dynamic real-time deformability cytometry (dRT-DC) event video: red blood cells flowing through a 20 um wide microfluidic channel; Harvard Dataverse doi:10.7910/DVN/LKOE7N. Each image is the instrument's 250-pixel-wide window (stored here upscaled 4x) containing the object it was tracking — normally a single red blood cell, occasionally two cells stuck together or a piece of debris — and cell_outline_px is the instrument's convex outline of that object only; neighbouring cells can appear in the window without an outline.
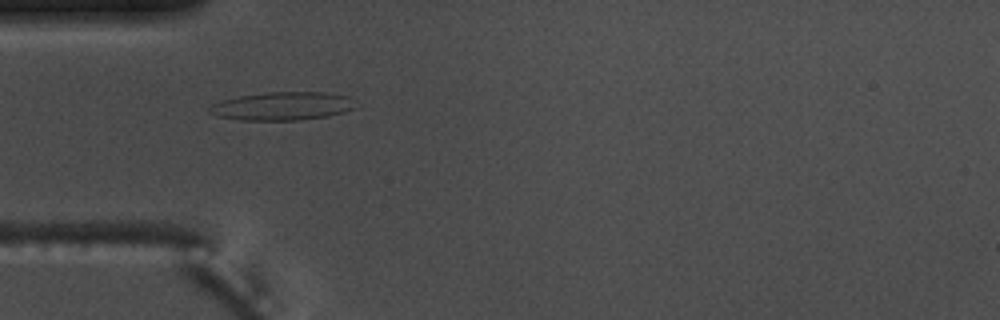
{"species": "common noctule bat (a hibernating species)", "species_latin": "Nyctalus noctula", "temperature_condition": "warm", "stored_images_in_passage": 5, "camera_frame_rate_fps": 3000, "um_per_image_px": 0.085, "animal": {"sex": "male", "body_mass_g": 17.5, "forearm_length_mm": 52.3}, "frame": {"image": 1, "passage_image": 5, "time_ms": 1.333, "image_size_px": [1000, 320], "cell_outline_px": [[356, 108], [344, 112], [328, 116], [300, 120], [240, 120], [216, 116], [208, 112], [208, 108], [212, 104], [220, 100], [240, 96], [268, 92], [324, 92], [352, 96]], "centroid_in_image_um": [24.02, 9.02], "position_along_channel_um": 61.0, "area_um2": 24.33}}